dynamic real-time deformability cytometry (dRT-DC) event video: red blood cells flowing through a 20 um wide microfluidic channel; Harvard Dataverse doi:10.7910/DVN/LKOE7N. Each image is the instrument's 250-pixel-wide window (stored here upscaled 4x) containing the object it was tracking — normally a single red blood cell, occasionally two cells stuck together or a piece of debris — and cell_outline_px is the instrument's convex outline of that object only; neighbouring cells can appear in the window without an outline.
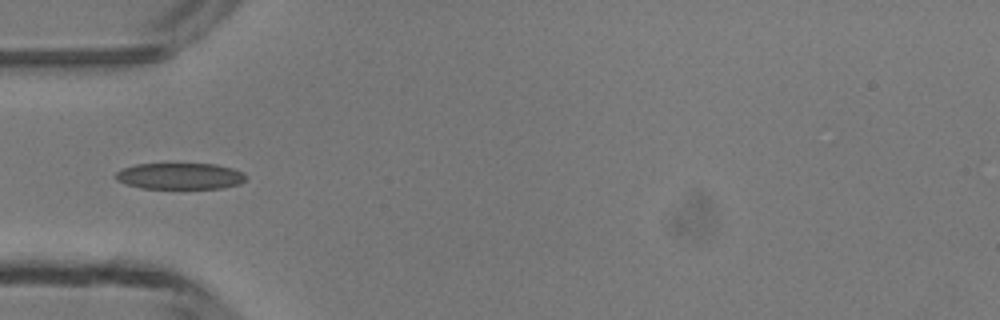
{"species": "common noctule bat (a hibernating species)", "species_latin": "Nyctalus noctula", "temperature_condition": "room temperature", "stored_images_in_passage": 6, "camera_frame_rate_fps": 3000, "um_per_image_px": 0.085, "animal": {"sex": "male", "body_mass_g": 13.3}, "frame": {"image": 1, "passage_image": 5, "time_ms": 4.667, "image_size_px": [1000, 320], "cell_outline_px": [[244, 180], [240, 184], [220, 188], [140, 188], [116, 180], [116, 172], [124, 168], [136, 164], [216, 164], [232, 168], [244, 172]], "centroid_in_image_um": [15.31, 14.96], "position_along_channel_um": 69.7, "area_um2": 19.77}}
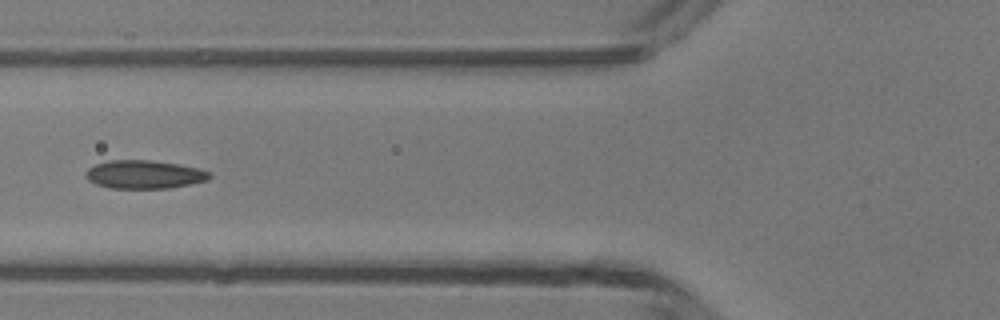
{"frame": {"image": 2, "passage_image": 6, "time_ms": 5.667, "image_size_px": [1000, 320], "cell_outline_px": [[212, 176], [208, 180], [192, 184], [168, 188], [112, 188], [96, 184], [88, 180], [84, 176], [84, 172], [88, 168], [96, 164], [108, 160], [148, 160], [180, 164], [200, 168], [208, 172]], "centroid_in_image_um": [12.26, 14.82], "position_along_channel_um": 113.5, "area_um2": 20.58}}